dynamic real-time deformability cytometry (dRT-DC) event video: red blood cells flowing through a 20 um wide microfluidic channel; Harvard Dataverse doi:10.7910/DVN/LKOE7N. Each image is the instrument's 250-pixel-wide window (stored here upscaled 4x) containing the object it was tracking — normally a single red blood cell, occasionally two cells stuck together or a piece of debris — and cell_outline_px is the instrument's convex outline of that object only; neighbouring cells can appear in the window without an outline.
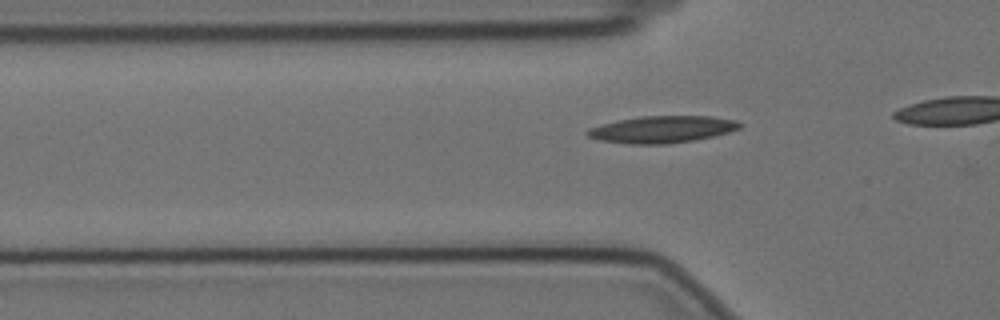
{"species": "Egyptian fruit bat (a non-hibernating species)", "species_latin": "Rousettus aegyptiacus", "temperature_condition": "cold", "stored_images_in_passage": 32, "camera_frame_rate_fps": 3000, "um_per_image_px": 0.085, "animal": {"sex": "female"}, "frame": {"image": 1, "passage_image": 5, "time_ms": 1.333, "image_size_px": [1000, 320], "cell_outline_px": [[744, 124], [740, 128], [728, 132], [712, 136], [692, 140], [668, 144], [628, 144], [600, 140], [588, 136], [584, 132], [588, 128], [600, 124], [616, 120], [640, 116], [712, 116], [736, 120]], "centroid_in_image_um": [56.25, 10.99], "position_along_channel_um": 69.5, "area_um2": 24.04}}
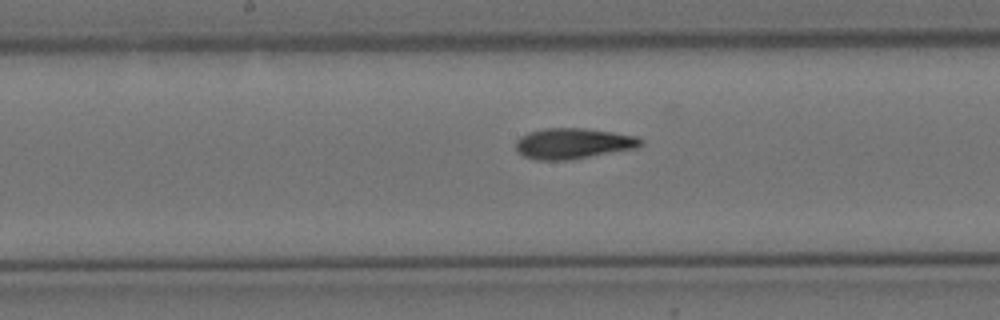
{"frame": {"image": 2, "passage_image": 16, "time_ms": 5.0, "image_size_px": [1000, 320], "cell_outline_px": [[644, 144], [636, 148], [568, 160], [536, 160], [524, 156], [516, 148], [516, 140], [520, 136], [528, 132], [544, 128], [584, 128], [612, 132], [636, 136], [644, 140]], "centroid_in_image_um": [48.72, 12.19], "position_along_channel_um": 199.5, "area_um2": 22.31}}
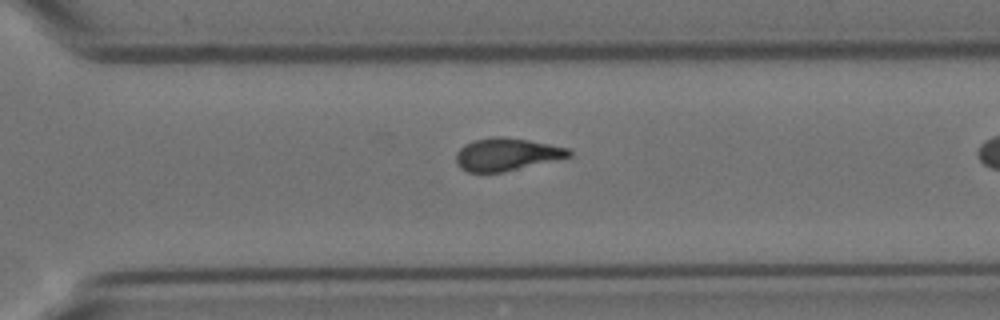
{"frame": {"image": 3, "passage_image": 27, "time_ms": 8.667, "image_size_px": [1000, 320], "cell_outline_px": [[572, 156], [504, 172], [468, 172], [460, 168], [456, 164], [456, 152], [464, 144], [472, 140], [492, 136], [504, 136], [528, 140], [568, 148], [572, 152]], "centroid_in_image_um": [43.02, 13.11], "position_along_channel_um": 327.6, "area_um2": 21.56}}